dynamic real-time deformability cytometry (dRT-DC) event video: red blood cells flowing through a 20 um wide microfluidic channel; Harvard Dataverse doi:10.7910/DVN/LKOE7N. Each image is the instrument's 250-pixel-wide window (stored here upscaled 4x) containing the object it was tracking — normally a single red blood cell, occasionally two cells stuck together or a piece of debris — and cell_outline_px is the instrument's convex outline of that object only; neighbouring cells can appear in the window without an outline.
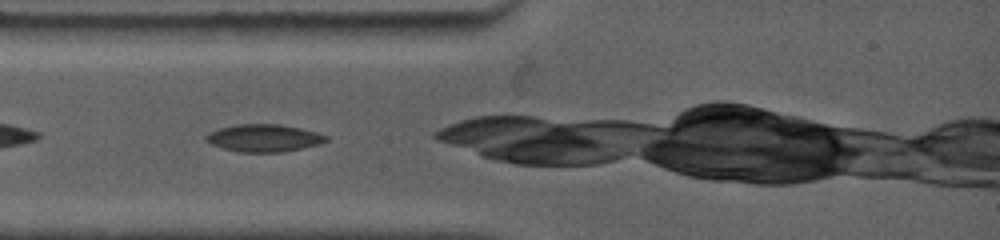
{"species": "common noctule bat (a hibernating species)", "species_latin": "Nyctalus noctula", "temperature_condition": "warm", "stored_images_in_passage": 13, "camera_frame_rate_fps": 4500, "um_per_image_px": 0.085, "animal": {"sex": "female", "body_mass_g": 19.0, "forearm_length_mm": 53.3}, "frame": {"image": 1, "passage_image": 1, "time_ms": 0.0, "image_size_px": [1000, 240], "cell_outline_px": [[328, 140], [320, 144], [280, 152], [240, 152], [224, 148], [212, 144], [204, 140], [204, 136], [220, 128], [236, 124], [276, 124], [300, 128], [316, 132], [328, 136]], "centroid_in_image_um": [22.43, 11.73], "position_along_channel_um": 62.6, "area_um2": 18.96}}
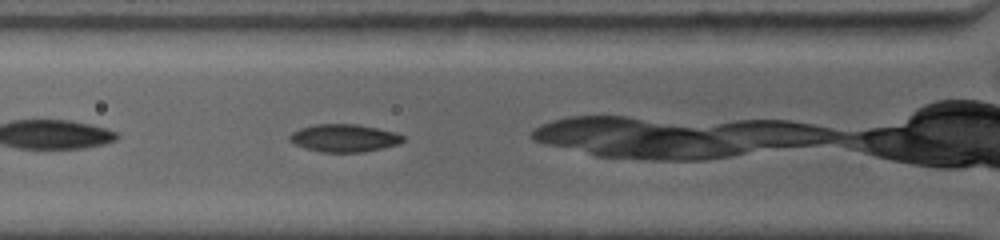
{"frame": {"image": 2, "passage_image": 3, "time_ms": 0.889, "image_size_px": [1000, 240], "cell_outline_px": [[404, 140], [400, 144], [364, 152], [320, 152], [304, 148], [288, 140], [288, 136], [292, 132], [300, 128], [316, 124], [356, 124], [376, 128], [392, 132], [404, 136]], "centroid_in_image_um": [29.22, 11.74], "position_along_channel_um": 96.6, "area_um2": 18.26}}